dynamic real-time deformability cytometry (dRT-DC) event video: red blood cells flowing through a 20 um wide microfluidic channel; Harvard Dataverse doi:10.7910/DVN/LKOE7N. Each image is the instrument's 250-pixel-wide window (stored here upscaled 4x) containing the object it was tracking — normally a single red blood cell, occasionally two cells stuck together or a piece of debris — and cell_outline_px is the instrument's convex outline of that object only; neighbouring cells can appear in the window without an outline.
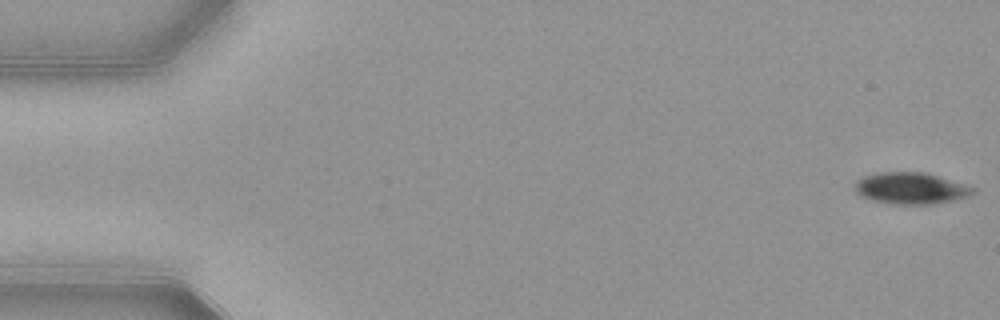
{"species": "common noctule bat (a hibernating species)", "species_latin": "Nyctalus noctula", "temperature_condition": "warm", "stored_images_in_passage": 53, "camera_frame_rate_fps": 3000, "um_per_image_px": 0.085, "animal": {"sex": "female", "body_mass_g": 21.9}, "frame": {"image": 1, "passage_image": 1, "time_ms": 0.0, "image_size_px": [1000, 320], "cell_outline_px": [[976, 192], [968, 196], [952, 200], [932, 204], [892, 204], [872, 200], [860, 196], [856, 192], [856, 180], [864, 176], [880, 172], [924, 172], [976, 188]], "centroid_in_image_um": [77.4, 16.0], "position_along_channel_um": 7.6, "area_um2": 21.5}}
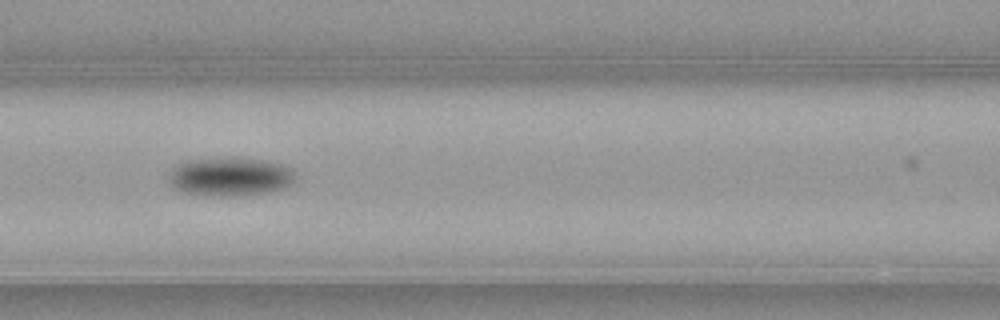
{"frame": {"image": 2, "passage_image": 23, "time_ms": 7.333, "image_size_px": [1000, 320], "cell_outline_px": [[296, 180], [292, 184], [284, 188], [272, 192], [240, 196], [220, 196], [180, 192], [168, 180], [168, 176], [172, 168], [176, 164], [184, 160], [232, 156], [236, 156], [264, 160], [280, 164], [292, 168], [296, 172]], "centroid_in_image_um": [19.59, 14.99], "position_along_channel_um": 147.0, "area_um2": 29.42}}
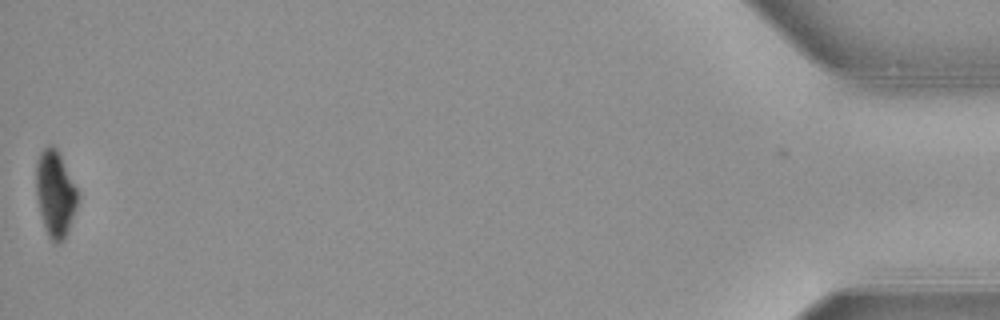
{"frame": {"image": 3, "passage_image": 53, "time_ms": 17.333, "image_size_px": [1000, 320], "cell_outline_px": [[80, 192], [76, 208], [64, 240], [60, 244], [56, 244], [48, 236], [40, 212], [36, 196], [36, 160], [40, 152], [48, 144], [52, 144], [56, 148]], "centroid_in_image_um": [4.7, 16.44], "position_along_channel_um": 430.5, "area_um2": 21.04}, "authors_computed_cell_mechanics": {"area_um2": 24.6228, "velocity_mm_per_s": 3.8816, "shape_relaxation_time_tau1_ms": 2.5776, "shape_relaxation_time_tau2_ms": null, "deformation_change_tau1": 0.1247, "deformation_change_tau2": null}}